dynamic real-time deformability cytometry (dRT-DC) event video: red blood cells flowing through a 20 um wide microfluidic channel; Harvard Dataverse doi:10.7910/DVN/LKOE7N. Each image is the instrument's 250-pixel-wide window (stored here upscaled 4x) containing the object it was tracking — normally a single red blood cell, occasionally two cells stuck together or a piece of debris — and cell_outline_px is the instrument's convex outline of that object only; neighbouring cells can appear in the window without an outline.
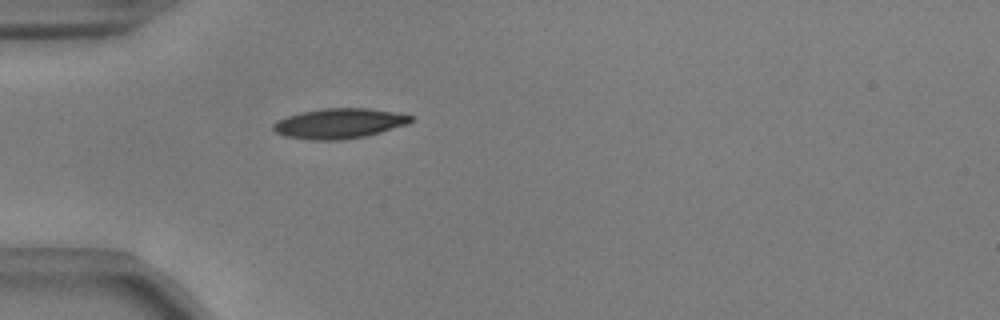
{"species": "common noctule bat (a hibernating species)", "species_latin": "Nyctalus noctula", "temperature_condition": "warm", "stored_images_in_passage": 8, "camera_frame_rate_fps": 3000, "um_per_image_px": 0.085, "animal": {"sex": "male", "body_mass_g": 17.9, "forearm_length_mm": 54.2}, "frame": {"image": 1, "passage_image": 1, "time_ms": 0.0, "image_size_px": [1000, 320], "cell_outline_px": [[412, 120], [408, 124], [380, 132], [364, 136], [340, 140], [312, 140], [284, 136], [276, 132], [272, 128], [272, 124], [276, 120], [300, 112], [324, 108], [364, 108], [392, 112], [412, 116]], "centroid_in_image_um": [28.77, 10.49], "position_along_channel_um": 56.2, "area_um2": 23.93}}
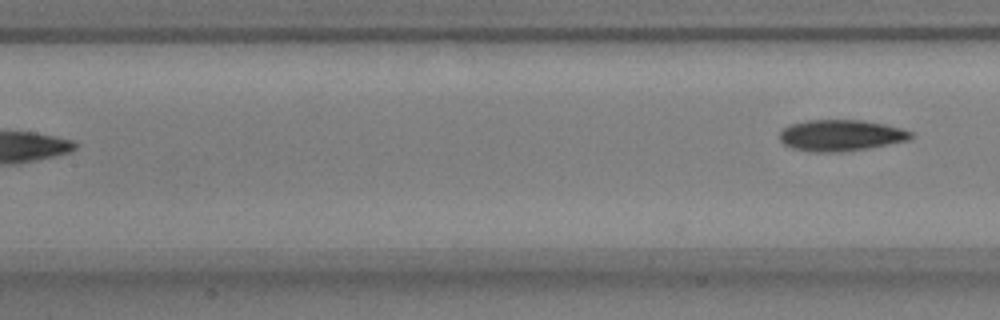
{"frame": {"image": 2, "passage_image": 8, "time_ms": 2.333, "image_size_px": [1000, 320], "cell_outline_px": [[912, 136], [908, 140], [868, 148], [840, 152], [812, 152], [792, 148], [784, 144], [780, 140], [780, 132], [784, 128], [792, 124], [804, 120], [864, 120], [884, 124], [900, 128], [912, 132]], "centroid_in_image_um": [71.45, 11.5], "position_along_channel_um": 136.0, "area_um2": 23.81}}